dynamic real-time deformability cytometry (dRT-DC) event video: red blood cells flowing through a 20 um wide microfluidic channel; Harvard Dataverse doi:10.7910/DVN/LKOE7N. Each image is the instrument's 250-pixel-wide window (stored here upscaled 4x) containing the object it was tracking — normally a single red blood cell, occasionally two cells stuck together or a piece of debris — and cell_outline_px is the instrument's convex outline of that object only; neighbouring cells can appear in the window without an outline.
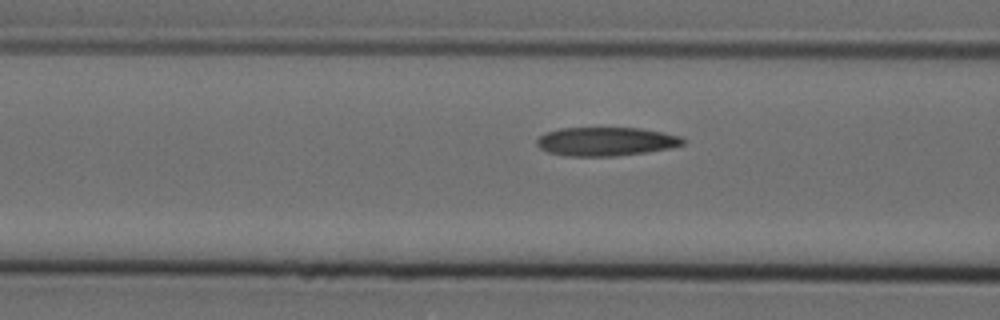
{"species": "Egyptian fruit bat (a non-hibernating species)", "species_latin": "Rousettus aegyptiacus", "temperature_condition": "cold", "stored_images_in_passage": 3, "camera_frame_rate_fps": 3000, "um_per_image_px": 0.085, "animal": {"sex": "female"}, "frame": {"image": 1, "passage_image": 3, "time_ms": 0.667, "image_size_px": [1000, 320], "cell_outline_px": [[688, 140], [684, 144], [668, 148], [644, 152], [616, 156], [564, 156], [548, 152], [540, 148], [536, 144], [536, 140], [544, 132], [560, 128], [640, 128], [680, 136]], "centroid_in_image_um": [51.47, 12.02], "position_along_channel_um": 115.1, "area_um2": 24.45}}